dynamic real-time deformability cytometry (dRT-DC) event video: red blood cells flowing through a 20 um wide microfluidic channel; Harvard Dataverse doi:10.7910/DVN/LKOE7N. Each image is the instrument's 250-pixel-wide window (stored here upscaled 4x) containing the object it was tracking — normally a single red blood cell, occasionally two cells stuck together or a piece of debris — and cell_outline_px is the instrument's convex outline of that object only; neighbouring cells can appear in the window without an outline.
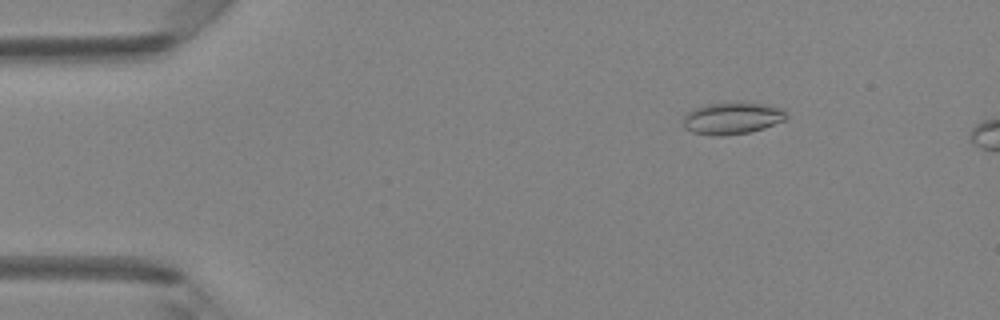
{"species": "Egyptian fruit bat (a non-hibernating species)", "species_latin": "Rousettus aegyptiacus", "temperature_condition": "room temperature", "stored_images_in_passage": 11, "camera_frame_rate_fps": 3000, "um_per_image_px": 0.085, "animal": {"sex": "female"}, "frame": {"image": 1, "passage_image": 7, "time_ms": 2.0, "image_size_px": [1000, 320], "cell_outline_px": [[788, 116], [784, 120], [764, 128], [748, 132], [720, 136], [692, 132], [684, 128], [684, 116], [688, 112], [696, 108], [708, 104], [740, 100], [768, 104], [784, 108]], "centroid_in_image_um": [62.29, 10.01], "position_along_channel_um": 22.7, "area_um2": 19.54}}